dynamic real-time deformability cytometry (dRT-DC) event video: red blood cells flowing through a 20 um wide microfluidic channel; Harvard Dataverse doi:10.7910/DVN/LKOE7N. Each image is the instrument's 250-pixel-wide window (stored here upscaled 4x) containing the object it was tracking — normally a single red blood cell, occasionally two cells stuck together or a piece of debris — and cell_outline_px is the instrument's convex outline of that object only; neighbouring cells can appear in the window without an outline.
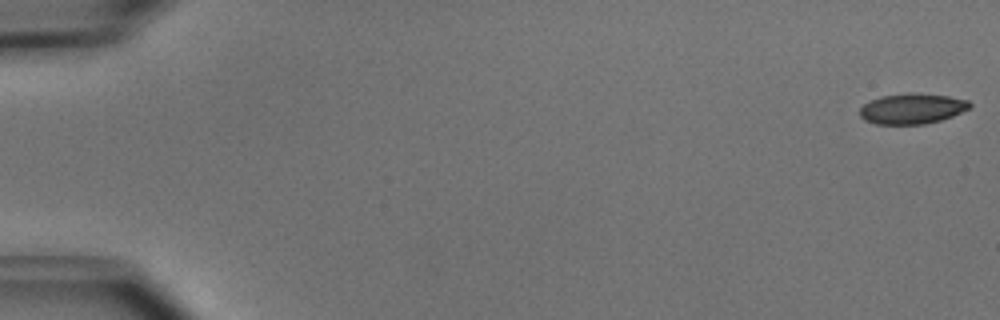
{"species": "common noctule bat (a hibernating species)", "species_latin": "Nyctalus noctula", "temperature_condition": "cold", "stored_images_in_passage": 51, "camera_frame_rate_fps": 3000, "um_per_image_px": 0.085, "animal": {"sex": "male", "body_mass_g": 15.6}, "frame": {"image": 1, "passage_image": 1, "time_ms": 0.0, "image_size_px": [1000, 320], "cell_outline_px": [[972, 104], [968, 108], [952, 116], [940, 120], [924, 124], [876, 124], [864, 120], [860, 116], [860, 108], [864, 104], [880, 96], [908, 92], [912, 92], [948, 96], [968, 100]], "centroid_in_image_um": [77.5, 9.22], "position_along_channel_um": 7.5, "area_um2": 19.48}}
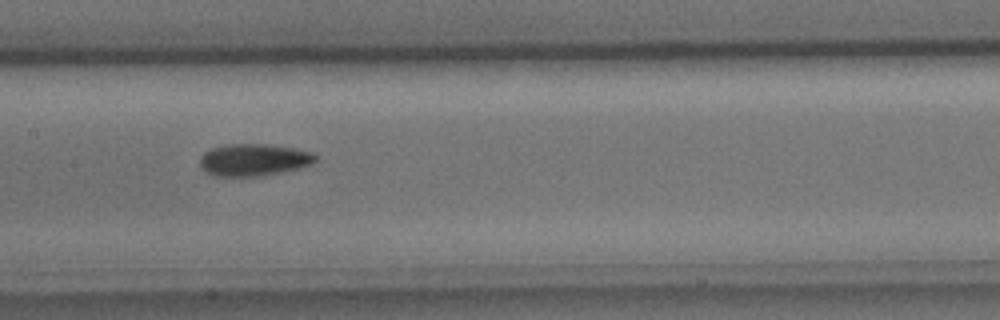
{"frame": {"image": 2, "passage_image": 26, "time_ms": 8.333, "image_size_px": [1000, 320], "cell_outline_px": [[316, 160], [312, 164], [300, 168], [280, 172], [256, 176], [216, 176], [208, 172], [200, 164], [200, 156], [204, 152], [212, 148], [228, 144], [264, 144], [292, 148], [312, 152], [316, 156]], "centroid_in_image_um": [21.57, 13.58], "position_along_channel_um": 185.8, "area_um2": 21.33}}
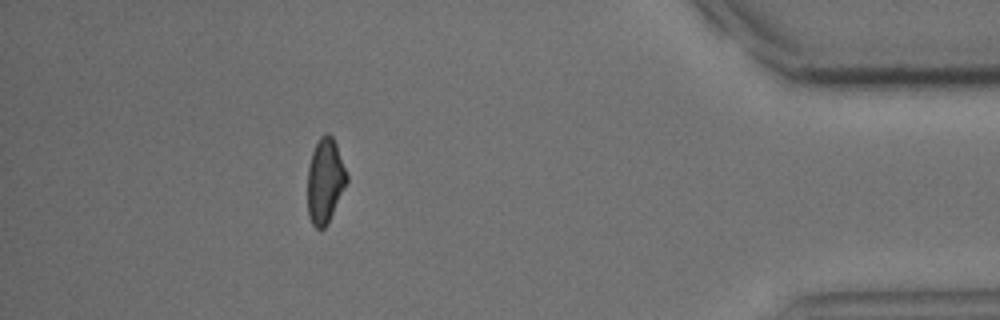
{"frame": {"image": 3, "passage_image": 46, "time_ms": 15.0, "image_size_px": [1000, 320], "cell_outline_px": [[348, 180], [328, 224], [324, 228], [316, 228], [312, 224], [308, 216], [308, 164], [312, 152], [320, 136], [324, 132], [328, 132], [332, 136], [336, 144], [348, 176]], "centroid_in_image_um": [27.62, 15.36], "position_along_channel_um": 407.6, "area_um2": 19.42}, "authors_computed_cell_mechanics": {"area_um2": 20.6346, "velocity_mm_per_s": 3.989, "shape_relaxation_time_tau1_ms": 3.2144, "shape_relaxation_time_tau2_ms": 5.3671, "deformation_change_tau1": 0.1109, "deformation_change_tau2": 0.1022}}